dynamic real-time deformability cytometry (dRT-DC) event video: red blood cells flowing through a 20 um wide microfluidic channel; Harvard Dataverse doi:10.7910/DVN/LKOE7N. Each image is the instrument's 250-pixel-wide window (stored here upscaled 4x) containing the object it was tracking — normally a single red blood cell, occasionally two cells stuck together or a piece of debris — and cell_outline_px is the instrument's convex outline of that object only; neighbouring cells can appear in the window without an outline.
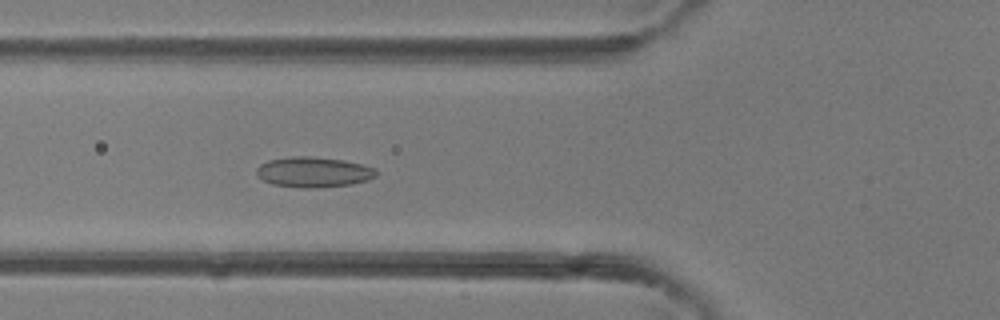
{"species": "common noctule bat (a hibernating species)", "species_latin": "Nyctalus noctula", "temperature_condition": "room temperature", "stored_images_in_passage": 35, "camera_frame_rate_fps": 3000, "um_per_image_px": 0.085, "animal": {"sex": "female"}, "frame": {"image": 1, "passage_image": 9, "time_ms": 2.667, "image_size_px": [1000, 320], "cell_outline_px": [[376, 176], [368, 180], [348, 184], [316, 188], [300, 188], [272, 184], [264, 180], [256, 172], [256, 168], [260, 164], [268, 160], [292, 156], [308, 156], [344, 160], [364, 164], [376, 168]], "centroid_in_image_um": [26.66, 14.62], "position_along_channel_um": 99.1, "area_um2": 21.15}}
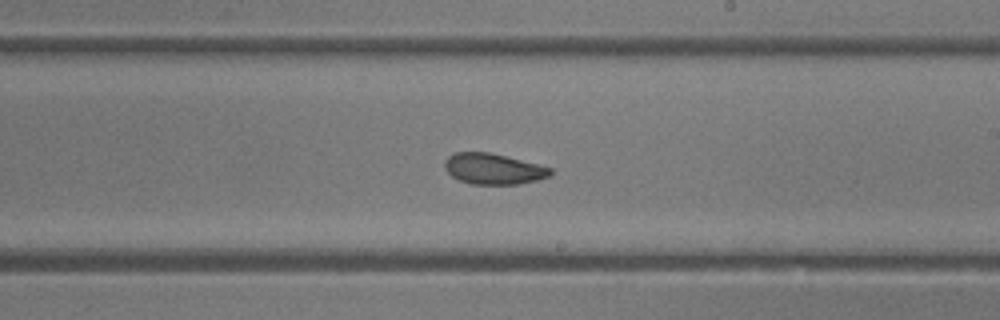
{"frame": {"image": 2, "passage_image": 18, "time_ms": 5.667, "image_size_px": [1000, 320], "cell_outline_px": [[552, 176], [520, 184], [472, 184], [460, 180], [452, 176], [444, 168], [444, 160], [448, 156], [456, 152], [488, 152], [552, 168]], "centroid_in_image_um": [41.92, 14.36], "position_along_channel_um": 247.1, "area_um2": 18.84}}
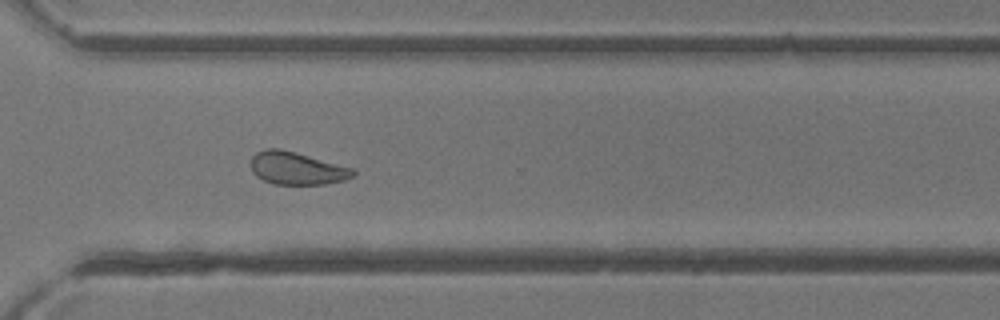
{"frame": {"image": 3, "passage_image": 24, "time_ms": 7.667, "image_size_px": [1000, 320], "cell_outline_px": [[356, 172], [352, 176], [344, 180], [328, 184], [276, 184], [264, 180], [256, 176], [252, 172], [252, 156], [256, 152], [264, 148], [280, 148], [296, 152], [352, 168]], "centroid_in_image_um": [25.21, 14.3], "position_along_channel_um": 345.4, "area_um2": 19.36}}